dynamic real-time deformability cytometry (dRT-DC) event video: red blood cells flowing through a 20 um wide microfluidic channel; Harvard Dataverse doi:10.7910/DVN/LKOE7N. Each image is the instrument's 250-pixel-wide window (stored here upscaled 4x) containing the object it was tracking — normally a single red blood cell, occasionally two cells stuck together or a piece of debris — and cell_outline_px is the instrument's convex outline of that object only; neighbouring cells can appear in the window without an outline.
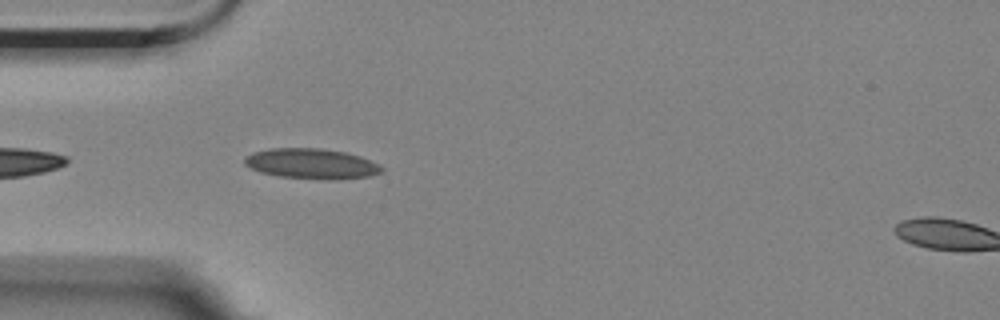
{"species": "Egyptian fruit bat (a non-hibernating species)", "species_latin": "Rousettus aegyptiacus", "temperature_condition": "room temperature", "stored_images_in_passage": 6, "segment_of_instrument_passage": [1, 2], "camera_frame_rate_fps": 3000, "um_per_image_px": 0.085, "animal": {"sex": "female"}, "frame": {"image": 1, "passage_image": 5, "time_ms": 4.333, "image_size_px": [1000, 320], "cell_outline_px": [[384, 172], [368, 176], [336, 180], [280, 176], [260, 172], [244, 164], [244, 156], [252, 152], [268, 148], [320, 148], [344, 152], [360, 156], [384, 168]], "centroid_in_image_um": [26.45, 13.91], "position_along_channel_um": 58.6, "area_um2": 24.1}}